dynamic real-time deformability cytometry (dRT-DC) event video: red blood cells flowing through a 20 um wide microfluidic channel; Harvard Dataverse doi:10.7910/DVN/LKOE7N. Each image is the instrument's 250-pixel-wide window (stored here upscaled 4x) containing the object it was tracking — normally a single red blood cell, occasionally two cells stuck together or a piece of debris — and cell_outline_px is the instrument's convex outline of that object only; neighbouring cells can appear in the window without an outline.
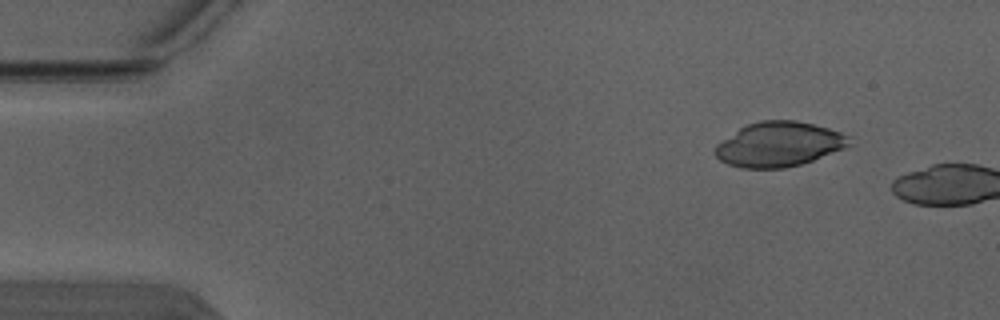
{"species": "Egyptian fruit bat (a non-hibernating species)", "species_latin": "Rousettus aegyptiacus", "temperature_condition": "warm", "stored_images_in_passage": 3, "camera_frame_rate_fps": 3000, "um_per_image_px": 0.085, "animal": {"sex": "male"}, "frame": {"image": 1, "passage_image": 2, "time_ms": 0.333, "image_size_px": [1000, 320], "cell_outline_px": [[852, 136], [848, 144], [844, 148], [812, 160], [800, 164], [784, 168], [744, 168], [728, 164], [720, 160], [712, 152], [716, 144], [740, 128], [748, 124], [760, 120], [796, 120], [828, 128]], "centroid_in_image_um": [66.18, 12.26], "position_along_channel_um": 18.8, "area_um2": 34.74}}